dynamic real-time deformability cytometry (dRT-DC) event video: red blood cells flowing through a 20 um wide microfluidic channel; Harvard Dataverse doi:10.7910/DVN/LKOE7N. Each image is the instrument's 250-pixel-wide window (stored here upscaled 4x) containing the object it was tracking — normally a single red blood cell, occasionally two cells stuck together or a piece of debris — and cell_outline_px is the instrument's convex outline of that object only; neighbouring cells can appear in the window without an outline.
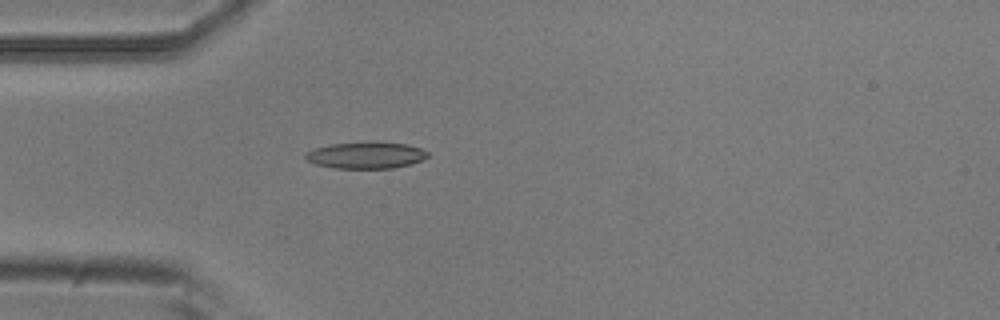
{"species": "common noctule bat (a hibernating species)", "species_latin": "Nyctalus noctula", "temperature_condition": "room temperature", "stored_images_in_passage": 2, "camera_frame_rate_fps": 3000, "um_per_image_px": 0.085, "animal": {"sex": "male", "body_mass_g": 20.5, "forearm_length_mm": 52.5}, "frame": {"image": 1, "passage_image": 2, "time_ms": 0.333, "image_size_px": [1000, 320], "cell_outline_px": [[428, 156], [424, 160], [392, 168], [332, 168], [316, 164], [304, 160], [304, 152], [316, 148], [332, 144], [372, 140], [408, 144], [420, 148], [428, 152]], "centroid_in_image_um": [31.09, 13.17], "position_along_channel_um": 53.9, "area_um2": 19.36}}